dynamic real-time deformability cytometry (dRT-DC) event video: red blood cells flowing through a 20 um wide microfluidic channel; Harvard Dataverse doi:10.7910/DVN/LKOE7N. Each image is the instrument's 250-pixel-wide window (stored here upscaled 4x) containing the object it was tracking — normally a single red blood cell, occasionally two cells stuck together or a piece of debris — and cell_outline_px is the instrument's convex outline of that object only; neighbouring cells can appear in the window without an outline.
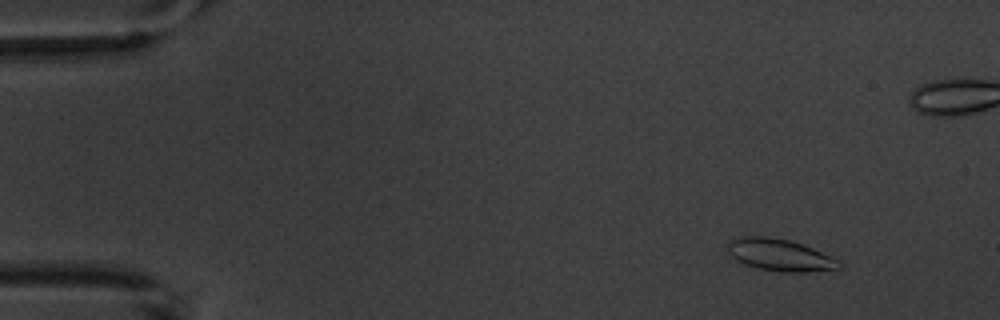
{"species": "common noctule bat (a hibernating species)", "species_latin": "Nyctalus noctula", "temperature_condition": "warm", "stored_images_in_passage": 5, "camera_frame_rate_fps": 3000, "um_per_image_px": 0.085, "animal": {"sex": "male", "body_mass_g": 20.1, "forearm_length_mm": 53.5}, "frame": {"image": 1, "passage_image": 1, "time_ms": 0.0, "image_size_px": [1000, 320], "cell_outline_px": [[840, 268], [804, 272], [780, 272], [756, 268], [744, 264], [732, 256], [728, 252], [728, 244], [732, 240], [744, 236], [768, 236], [788, 240], [812, 248], [836, 260], [840, 264]], "centroid_in_image_um": [66.23, 21.68], "position_along_channel_um": 18.8, "area_um2": 20.29}}